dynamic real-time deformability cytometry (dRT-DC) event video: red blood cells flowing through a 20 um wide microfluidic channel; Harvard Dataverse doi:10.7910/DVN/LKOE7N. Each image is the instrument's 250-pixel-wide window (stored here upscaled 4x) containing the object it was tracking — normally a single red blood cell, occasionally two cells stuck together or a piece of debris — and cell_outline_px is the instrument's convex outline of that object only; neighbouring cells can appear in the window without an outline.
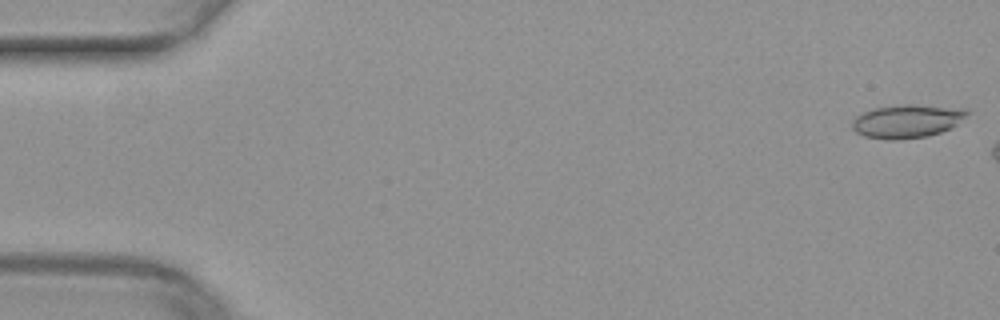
{"species": "common noctule bat (a hibernating species)", "species_latin": "Nyctalus noctula", "temperature_condition": "warm", "stored_images_in_passage": 6, "camera_frame_rate_fps": 3000, "um_per_image_px": 0.085, "animal": {"sex": "female", "body_mass_g": 29.2, "forearm_length_mm": 56.3}, "frame": {"image": 1, "passage_image": 1, "time_ms": 0.0, "image_size_px": [1000, 320], "cell_outline_px": [[972, 112], [952, 128], [928, 136], [900, 140], [884, 140], [864, 136], [856, 132], [852, 128], [852, 120], [856, 116], [872, 108], [900, 104], [916, 104], [968, 108]], "centroid_in_image_um": [77.14, 10.29], "position_along_channel_um": 7.9, "area_um2": 22.95}}